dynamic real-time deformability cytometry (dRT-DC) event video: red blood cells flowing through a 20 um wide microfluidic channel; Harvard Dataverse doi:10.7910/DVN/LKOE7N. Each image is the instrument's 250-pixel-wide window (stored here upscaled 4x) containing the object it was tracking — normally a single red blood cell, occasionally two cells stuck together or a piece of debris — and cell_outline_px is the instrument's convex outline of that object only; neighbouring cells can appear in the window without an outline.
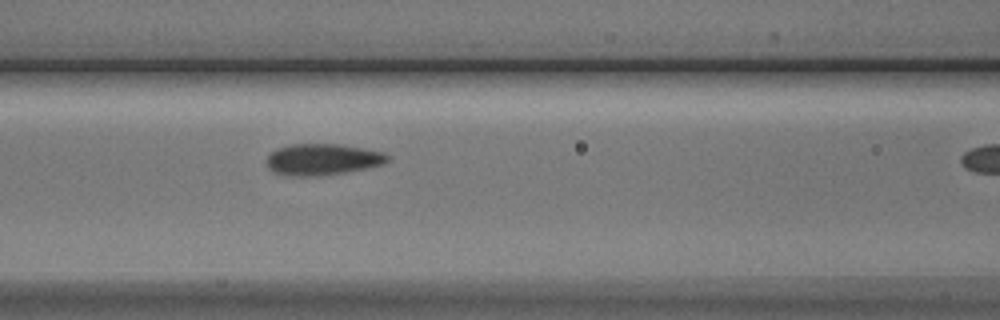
{"species": "Egyptian fruit bat (a non-hibernating species)", "species_latin": "Rousettus aegyptiacus", "temperature_condition": "cold", "stored_images_in_passage": 4, "segment_of_instrument_passage": [1, 2], "camera_frame_rate_fps": 3000, "um_per_image_px": 0.085, "animal": {"sex": "male"}, "frame": {"image": 1, "passage_image": 3, "time_ms": 3.333, "image_size_px": [1000, 320], "cell_outline_px": [[388, 160], [384, 164], [344, 172], [312, 176], [288, 176], [276, 172], [268, 168], [268, 156], [276, 148], [292, 144], [344, 144], [384, 152], [388, 156]], "centroid_in_image_um": [27.42, 13.53], "position_along_channel_um": 139.2, "area_um2": 21.91}}